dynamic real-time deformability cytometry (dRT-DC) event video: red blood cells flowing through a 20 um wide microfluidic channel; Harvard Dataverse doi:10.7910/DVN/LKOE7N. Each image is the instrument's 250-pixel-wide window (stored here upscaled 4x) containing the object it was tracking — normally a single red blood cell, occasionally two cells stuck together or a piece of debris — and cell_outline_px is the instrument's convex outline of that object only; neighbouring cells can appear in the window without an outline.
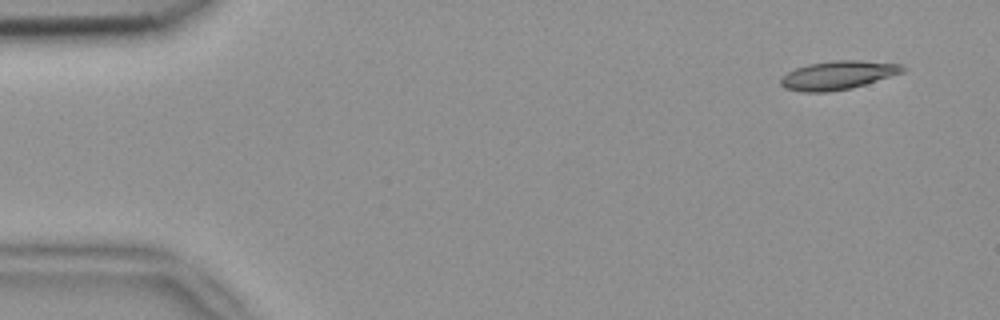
{"species": "common noctule bat (a hibernating species)", "species_latin": "Nyctalus noctula", "temperature_condition": "room temperature", "stored_images_in_passage": 4, "camera_frame_rate_fps": 3000, "um_per_image_px": 0.085, "animal": {"sex": "female", "body_mass_g": 18.4}, "frame": {"image": 1, "passage_image": 1, "time_ms": 0.0, "image_size_px": [1000, 320], "cell_outline_px": [[908, 68], [904, 72], [852, 88], [828, 92], [804, 92], [784, 88], [780, 84], [780, 76], [796, 68], [808, 64], [836, 60], [856, 60], [900, 64]], "centroid_in_image_um": [71.21, 6.39], "position_along_channel_um": 13.8, "area_um2": 20.35}}
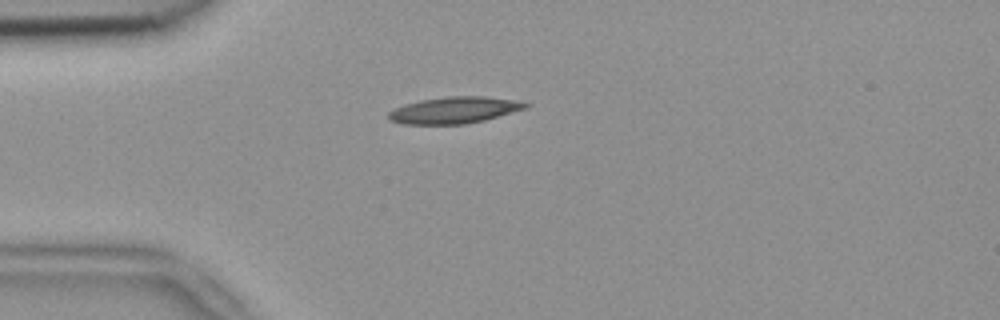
{"frame": {"image": 2, "passage_image": 4, "time_ms": 1.0, "image_size_px": [1000, 320], "cell_outline_px": [[532, 104], [528, 108], [484, 120], [464, 124], [404, 124], [388, 120], [388, 112], [404, 104], [420, 100], [448, 96], [484, 96], [520, 100]], "centroid_in_image_um": [38.66, 9.35], "position_along_channel_um": 46.3, "area_um2": 21.39}}